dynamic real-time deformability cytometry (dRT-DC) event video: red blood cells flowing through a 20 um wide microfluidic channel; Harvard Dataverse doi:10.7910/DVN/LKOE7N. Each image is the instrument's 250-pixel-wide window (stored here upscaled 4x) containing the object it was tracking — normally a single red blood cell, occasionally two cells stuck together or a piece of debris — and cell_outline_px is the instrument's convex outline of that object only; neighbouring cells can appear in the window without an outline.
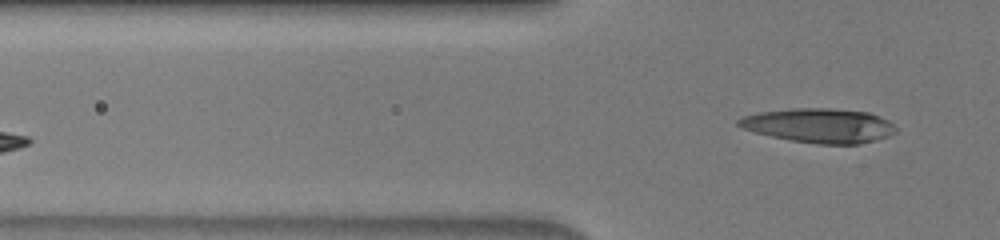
{"species": "human", "species_latin": "Homo sapiens", "temperature_condition": "warm", "stored_images_in_passage": 6, "segment_of_instrument_passage": [2, 2], "camera_frame_rate_fps": 3000, "um_per_image_px": 0.085, "donor": {"sex": "male"}, "frame": {"image": 1, "passage_image": 6, "time_ms": 1.667, "image_size_px": [1000, 240], "cell_outline_px": [[896, 132], [888, 136], [876, 140], [860, 144], [816, 144], [792, 140], [772, 136], [756, 132], [744, 128], [736, 124], [736, 120], [744, 116], [756, 112], [792, 108], [832, 108], [868, 112], [888, 120], [896, 128]], "centroid_in_image_um": [69.64, 10.66], "position_along_channel_um": 56.2, "area_um2": 31.44}}